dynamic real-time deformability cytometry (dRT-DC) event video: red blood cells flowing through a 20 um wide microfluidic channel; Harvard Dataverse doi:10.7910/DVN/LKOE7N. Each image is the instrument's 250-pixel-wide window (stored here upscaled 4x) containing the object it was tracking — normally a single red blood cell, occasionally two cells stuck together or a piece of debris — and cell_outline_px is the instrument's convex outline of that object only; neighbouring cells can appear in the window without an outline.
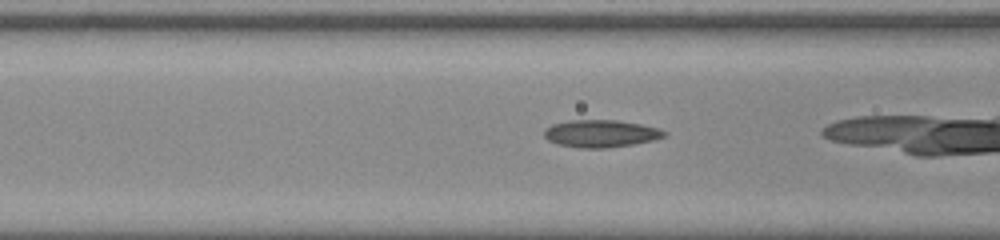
{"species": "common noctule bat (a hibernating species)", "species_latin": "Nyctalus noctula", "temperature_condition": "room temperature", "stored_images_in_passage": 28, "camera_frame_rate_fps": 3000, "um_per_image_px": 0.085, "animal": {"sex": "male", "body_mass_g": 20.0, "forearm_length_mm": 53.3}, "frame": {"image": 1, "passage_image": 6, "time_ms": 1.667, "image_size_px": [1000, 240], "cell_outline_px": [[668, 132], [664, 136], [652, 140], [632, 144], [608, 148], [580, 148], [556, 144], [548, 140], [544, 136], [544, 132], [552, 124], [568, 120], [616, 120], [640, 124], [656, 128]], "centroid_in_image_um": [51.03, 11.35], "position_along_channel_um": 115.6, "area_um2": 19.02}}
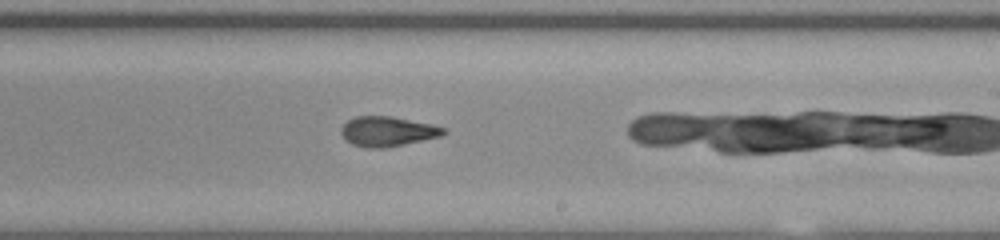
{"frame": {"image": 2, "passage_image": 17, "time_ms": 5.333, "image_size_px": [1000, 240], "cell_outline_px": [[444, 132], [440, 136], [384, 148], [364, 148], [352, 144], [340, 132], [340, 128], [348, 120], [356, 116], [392, 116], [428, 124], [444, 128]], "centroid_in_image_um": [32.86, 11.17], "position_along_channel_um": 256.1, "area_um2": 17.4}}
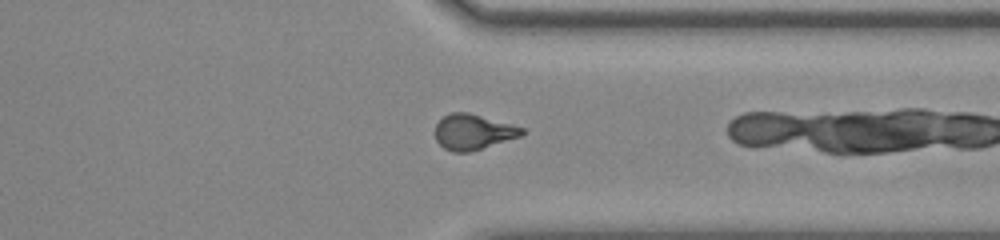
{"frame": {"image": 3, "passage_image": 26, "time_ms": 8.333, "image_size_px": [1000, 240], "cell_outline_px": [[524, 132], [520, 136], [468, 152], [452, 152], [444, 148], [436, 140], [436, 124], [448, 112], [468, 112], [524, 128]], "centroid_in_image_um": [40.18, 11.2], "position_along_channel_um": 371.2, "area_um2": 17.57}}